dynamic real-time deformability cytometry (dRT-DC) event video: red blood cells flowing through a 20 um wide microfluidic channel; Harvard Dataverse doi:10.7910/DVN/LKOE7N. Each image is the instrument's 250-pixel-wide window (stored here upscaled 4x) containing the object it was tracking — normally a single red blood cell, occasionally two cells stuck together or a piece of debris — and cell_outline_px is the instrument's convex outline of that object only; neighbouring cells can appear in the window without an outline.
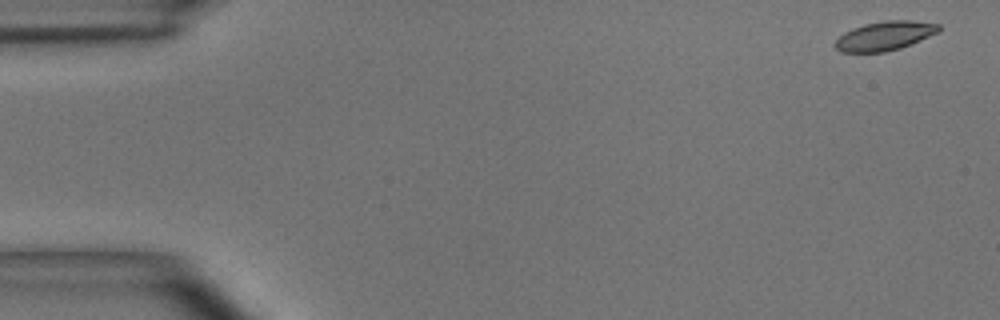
{"species": "common noctule bat (a hibernating species)", "species_latin": "Nyctalus noctula", "temperature_condition": "room temperature", "stored_images_in_passage": 48, "camera_frame_rate_fps": 3000, "um_per_image_px": 0.085, "animal": {"sex": "male", "body_mass_g": 15.6}, "frame": {"image": 1, "passage_image": 1, "time_ms": 0.0, "image_size_px": [1000, 320], "cell_outline_px": [[940, 32], [900, 48], [884, 52], [840, 52], [832, 44], [844, 32], [852, 28], [864, 24], [884, 20], [912, 20], [940, 24]], "centroid_in_image_um": [75.19, 3.04], "position_along_channel_um": 9.8, "area_um2": 17.69}}
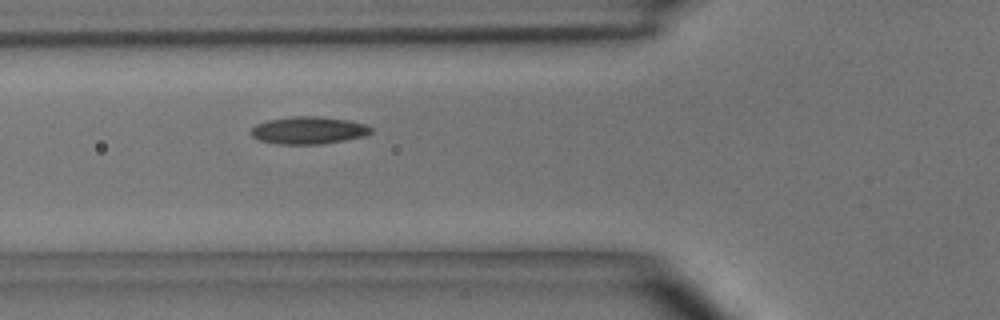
{"frame": {"image": 2, "passage_image": 17, "time_ms": 5.333, "image_size_px": [1000, 320], "cell_outline_px": [[372, 132], [364, 136], [344, 140], [320, 144], [280, 144], [260, 140], [252, 136], [248, 132], [256, 124], [268, 120], [292, 116], [320, 116], [348, 120], [368, 124], [372, 128]], "centroid_in_image_um": [26.23, 11.07], "position_along_channel_um": 99.6, "area_um2": 19.25}}
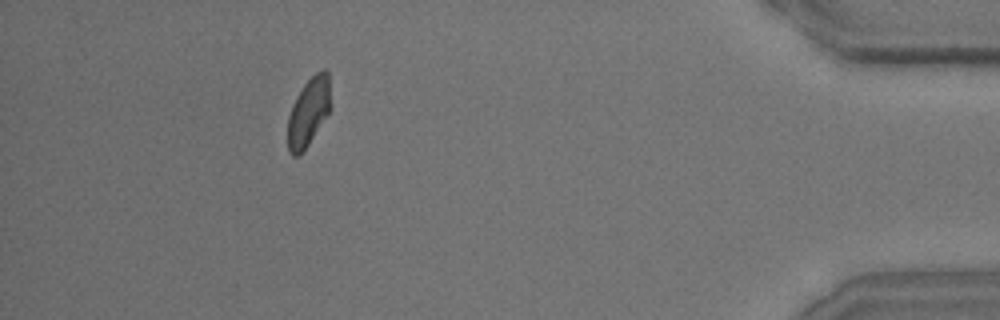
{"frame": {"image": 3, "passage_image": 44, "time_ms": 14.333, "image_size_px": [1000, 320], "cell_outline_px": [[332, 108], [300, 156], [292, 156], [288, 152], [288, 116], [292, 104], [296, 96], [304, 84], [316, 72], [324, 68], [328, 72]], "centroid_in_image_um": [26.24, 9.51], "position_along_channel_um": 409.0, "area_um2": 17.28}, "authors_computed_cell_mechanics": {"area_um2": 18.0914, "velocity_mm_per_s": 4.0504, "shape_relaxation_time_tau1_ms": 6.4126, "shape_relaxation_time_tau2_ms": 3.0885, "deformation_change_tau1": 0.1418, "deformation_change_tau2": 0.0795}}